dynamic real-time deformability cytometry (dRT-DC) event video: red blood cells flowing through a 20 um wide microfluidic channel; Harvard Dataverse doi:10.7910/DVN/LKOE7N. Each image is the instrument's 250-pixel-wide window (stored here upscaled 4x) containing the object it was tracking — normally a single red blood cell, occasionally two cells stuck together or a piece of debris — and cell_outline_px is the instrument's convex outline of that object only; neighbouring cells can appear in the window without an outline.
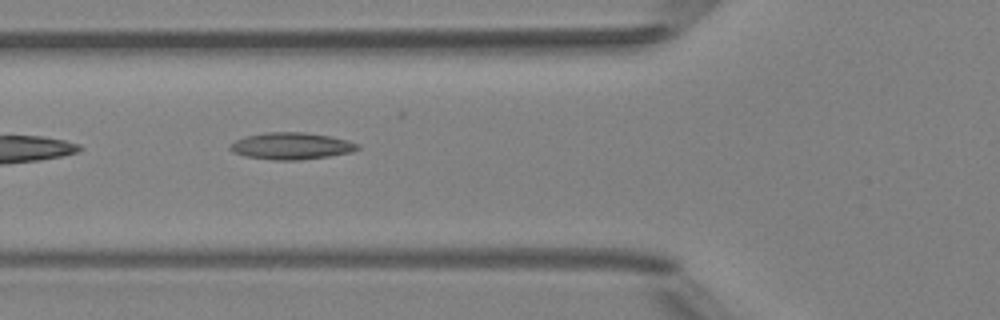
{"species": "Egyptian fruit bat (a non-hibernating species)", "species_latin": "Rousettus aegyptiacus", "temperature_condition": "room temperature", "stored_images_in_passage": 8, "camera_frame_rate_fps": 3000, "um_per_image_px": 0.085, "animal": {"sex": "female"}, "frame": {"image": 1, "passage_image": 6, "time_ms": 5.667, "image_size_px": [1000, 320], "cell_outline_px": [[360, 148], [352, 152], [328, 156], [300, 160], [272, 160], [244, 156], [232, 152], [228, 148], [228, 144], [244, 136], [264, 132], [304, 132], [328, 136], [348, 140], [360, 144]], "centroid_in_image_um": [24.72, 12.41], "position_along_channel_um": 101.1, "area_um2": 20.17}}
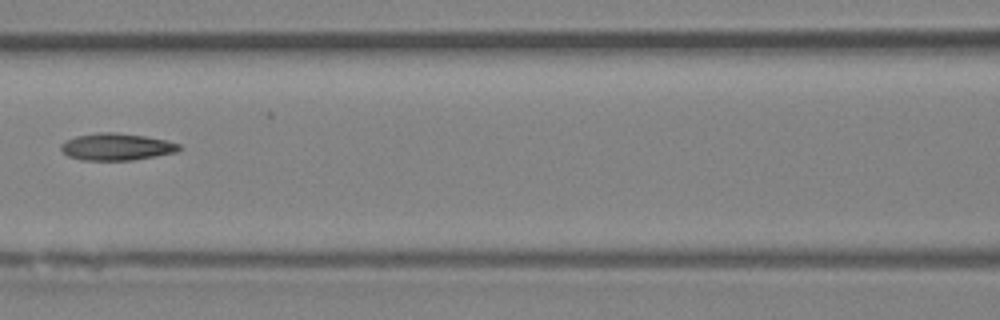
{"frame": {"image": 2, "passage_image": 7, "time_ms": 7.0, "image_size_px": [1000, 320], "cell_outline_px": [[184, 148], [176, 152], [156, 156], [132, 160], [80, 160], [68, 156], [60, 148], [60, 144], [76, 136], [100, 132], [116, 132], [144, 136], [168, 140], [180, 144]], "centroid_in_image_um": [9.95, 12.48], "position_along_channel_um": 156.7, "area_um2": 18.67}}
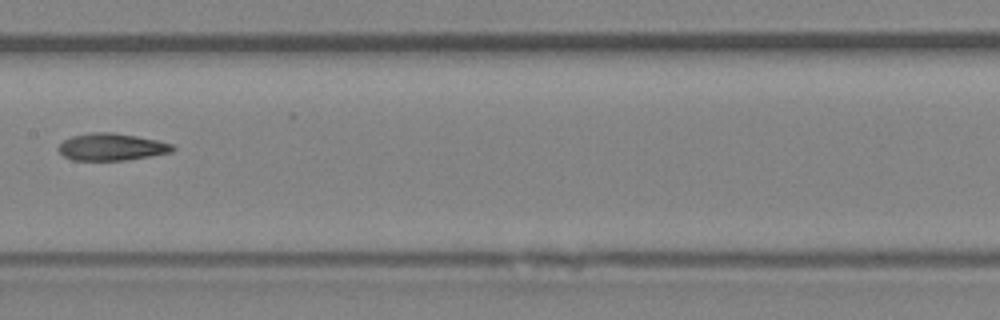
{"frame": {"image": 3, "passage_image": 8, "time_ms": 8.0, "image_size_px": [1000, 320], "cell_outline_px": [[176, 148], [172, 152], [124, 160], [72, 160], [64, 156], [56, 148], [64, 140], [72, 136], [92, 132], [112, 132], [136, 136], [156, 140], [172, 144]], "centroid_in_image_um": [9.46, 12.48], "position_along_channel_um": 197.9, "area_um2": 17.92}}